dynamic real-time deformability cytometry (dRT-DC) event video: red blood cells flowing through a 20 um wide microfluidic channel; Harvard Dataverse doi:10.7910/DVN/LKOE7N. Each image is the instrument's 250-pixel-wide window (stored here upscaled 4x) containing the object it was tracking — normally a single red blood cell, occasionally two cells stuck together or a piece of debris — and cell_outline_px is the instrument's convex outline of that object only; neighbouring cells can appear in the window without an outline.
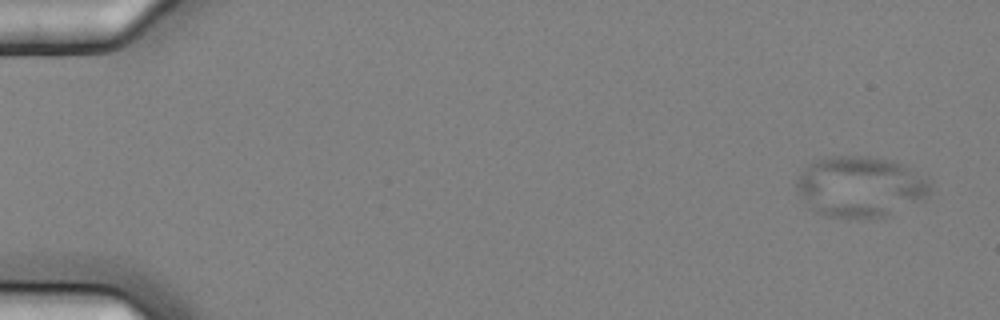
{"species": "common noctule bat (a hibernating species)", "species_latin": "Nyctalus noctula", "temperature_condition": "cold", "stored_images_in_passage": 5, "camera_frame_rate_fps": 3000, "um_per_image_px": 0.085, "animal": {"sex": "female", "body_mass_g": 25.1}, "frame": {"image": 1, "passage_image": 2, "time_ms": 0.333, "image_size_px": [1000, 320], "cell_outline_px": [[932, 192], [928, 196], [920, 200], [884, 216], [828, 216], [816, 212], [808, 208], [796, 192], [796, 180], [800, 172], [808, 164], [816, 160], [832, 156], [868, 156], [900, 164], [928, 180], [932, 184]], "centroid_in_image_um": [73.04, 15.85], "position_along_channel_um": 12.0, "area_um2": 46.53}}
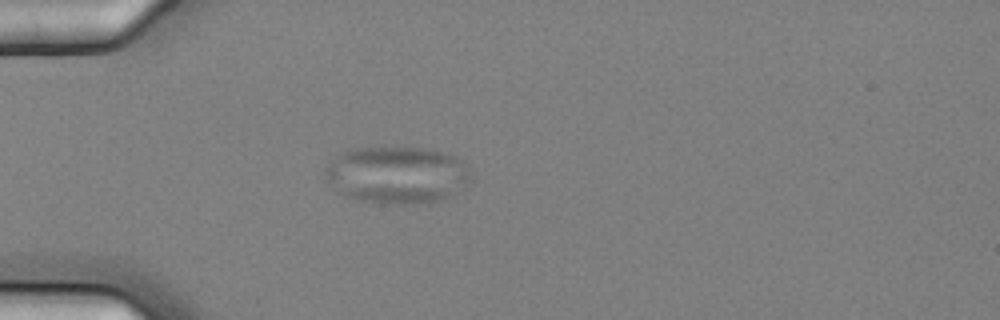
{"frame": {"image": 2, "passage_image": 5, "time_ms": 1.333, "image_size_px": [1000, 320], "cell_outline_px": [[472, 180], [456, 192], [440, 200], [420, 204], [380, 204], [360, 200], [344, 196], [336, 192], [324, 172], [324, 168], [336, 156], [348, 148], [396, 144], [424, 148], [448, 152], [456, 156], [468, 168]], "centroid_in_image_um": [33.72, 14.82], "position_along_channel_um": 51.3, "area_um2": 50.0}}